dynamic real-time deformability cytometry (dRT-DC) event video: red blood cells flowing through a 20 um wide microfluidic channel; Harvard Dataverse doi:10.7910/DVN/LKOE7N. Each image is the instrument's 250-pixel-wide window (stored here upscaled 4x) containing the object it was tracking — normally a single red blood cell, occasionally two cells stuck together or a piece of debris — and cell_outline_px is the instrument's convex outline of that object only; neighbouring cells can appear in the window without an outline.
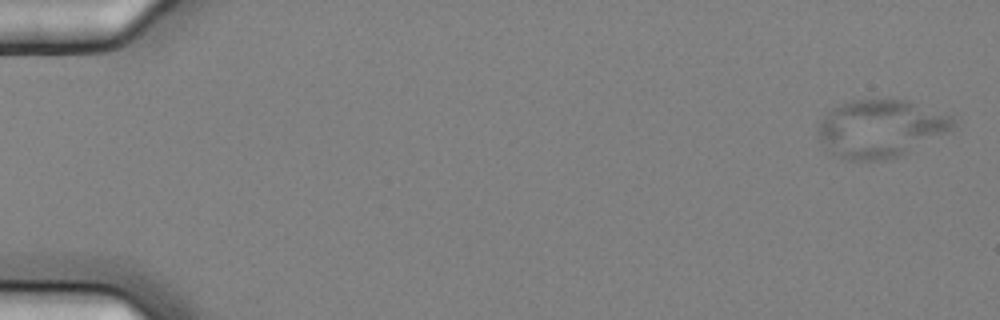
{"species": "common noctule bat (a hibernating species)", "species_latin": "Nyctalus noctula", "temperature_condition": "cold", "stored_images_in_passage": 2, "camera_frame_rate_fps": 3000, "um_per_image_px": 0.085, "animal": {"sex": "female", "body_mass_g": 25.1}, "frame": {"image": 1, "passage_image": 2, "time_ms": 0.333, "image_size_px": [1000, 320], "cell_outline_px": [[956, 124], [952, 128], [900, 156], [884, 160], [852, 160], [840, 156], [832, 152], [820, 140], [820, 124], [824, 116], [832, 108], [852, 100], [908, 100], [952, 116], [956, 120]], "centroid_in_image_um": [74.87, 10.91], "position_along_channel_um": 10.1, "area_um2": 44.33}}